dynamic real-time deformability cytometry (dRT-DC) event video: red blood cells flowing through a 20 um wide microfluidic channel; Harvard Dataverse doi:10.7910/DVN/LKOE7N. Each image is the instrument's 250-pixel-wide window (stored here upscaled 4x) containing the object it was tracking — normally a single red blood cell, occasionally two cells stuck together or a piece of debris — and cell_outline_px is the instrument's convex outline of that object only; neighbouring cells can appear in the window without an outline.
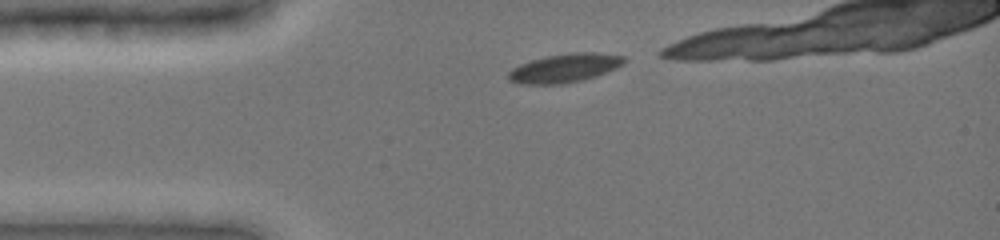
{"species": "common noctule bat (a hibernating species)", "species_latin": "Nyctalus noctula", "temperature_condition": "cold", "stored_images_in_passage": 7, "camera_frame_rate_fps": 3000, "um_per_image_px": 0.085, "animal": {"sex": "female", "body_mass_g": 19.0, "forearm_length_mm": 51.5}, "frame": {"image": 1, "passage_image": 1, "time_ms": 0.0, "image_size_px": [1000, 240], "cell_outline_px": [[628, 60], [624, 64], [616, 68], [596, 76], [580, 80], [560, 84], [520, 84], [508, 80], [508, 72], [512, 68], [520, 64], [532, 60], [548, 56], [576, 52], [596, 52], [624, 56]], "centroid_in_image_um": [48.01, 5.78], "position_along_channel_um": 37.0, "area_um2": 19.31}}
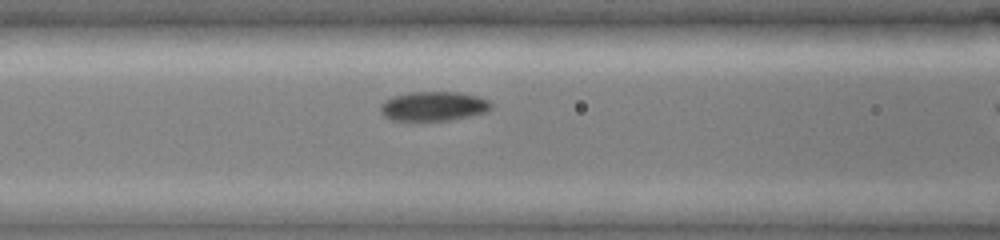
{"frame": {"image": 2, "passage_image": 6, "time_ms": 1.667, "image_size_px": [1000, 240], "cell_outline_px": [[492, 108], [484, 112], [468, 116], [448, 120], [392, 120], [384, 116], [380, 112], [380, 104], [384, 100], [392, 96], [412, 92], [460, 92], [480, 96], [488, 100], [492, 104]], "centroid_in_image_um": [36.83, 9.01], "position_along_channel_um": 129.8, "area_um2": 18.96}}